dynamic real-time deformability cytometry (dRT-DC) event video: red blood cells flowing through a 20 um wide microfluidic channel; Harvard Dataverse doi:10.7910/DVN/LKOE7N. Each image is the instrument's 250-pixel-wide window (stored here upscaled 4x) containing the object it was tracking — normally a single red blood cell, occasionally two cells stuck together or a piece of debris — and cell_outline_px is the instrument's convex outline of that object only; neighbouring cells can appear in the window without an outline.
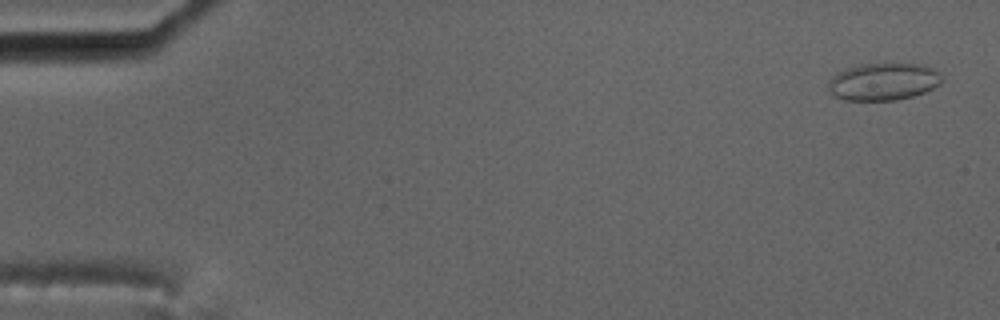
{"species": "common noctule bat (a hibernating species)", "species_latin": "Nyctalus noctula", "temperature_condition": "cold", "stored_images_in_passage": 4, "camera_frame_rate_fps": 3000, "um_per_image_px": 0.085, "animal": {"sex": "male", "body_mass_g": 17.5, "forearm_length_mm": 52.3}, "frame": {"image": 1, "passage_image": 1, "time_ms": 0.0, "image_size_px": [1000, 320], "cell_outline_px": [[944, 80], [940, 84], [924, 92], [912, 96], [896, 100], [844, 100], [832, 96], [828, 92], [828, 80], [836, 72], [844, 68], [860, 64], [924, 64], [940, 72]], "centroid_in_image_um": [75.05, 6.94], "position_along_channel_um": 10.0, "area_um2": 25.09}}